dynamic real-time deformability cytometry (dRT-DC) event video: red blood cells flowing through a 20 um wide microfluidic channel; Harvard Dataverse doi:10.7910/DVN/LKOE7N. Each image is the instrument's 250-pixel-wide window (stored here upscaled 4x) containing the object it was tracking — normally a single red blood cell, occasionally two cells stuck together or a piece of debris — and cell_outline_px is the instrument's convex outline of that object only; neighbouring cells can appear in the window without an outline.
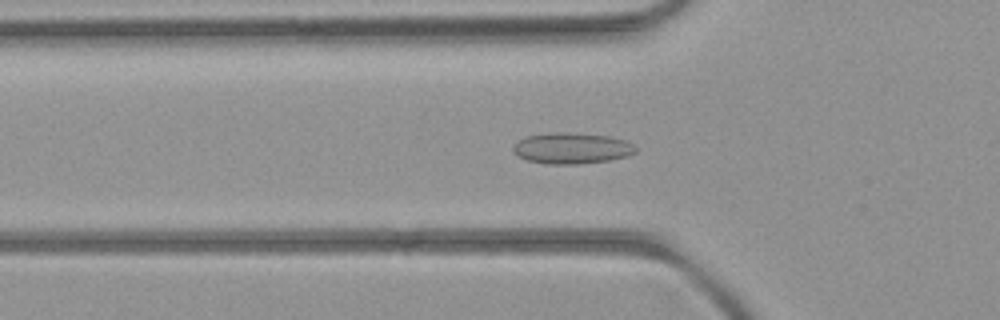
{"species": "common noctule bat (a hibernating species)", "species_latin": "Nyctalus noctula", "temperature_condition": "room temperature", "stored_images_in_passage": 52, "camera_frame_rate_fps": 3000, "um_per_image_px": 0.085, "animal": {"sex": "female", "body_mass_g": 21.9}, "frame": {"image": 1, "passage_image": 17, "time_ms": 5.333, "image_size_px": [1000, 320], "cell_outline_px": [[636, 152], [628, 156], [608, 160], [580, 164], [544, 164], [528, 160], [512, 152], [512, 148], [524, 136], [556, 132], [564, 132], [608, 136], [628, 140], [636, 148]], "centroid_in_image_um": [48.61, 12.6], "position_along_channel_um": 77.2, "area_um2": 22.14}}
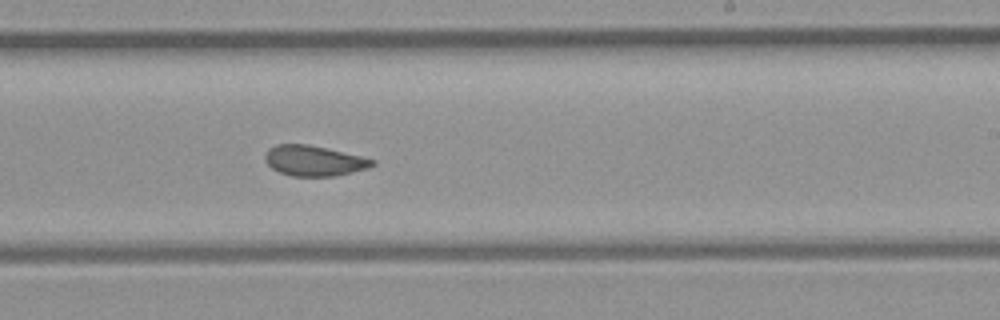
{"frame": {"image": 2, "passage_image": 31, "time_ms": 10.0, "image_size_px": [1000, 320], "cell_outline_px": [[376, 164], [368, 168], [336, 176], [292, 176], [280, 172], [272, 168], [264, 160], [264, 156], [268, 148], [276, 144], [308, 144], [360, 156], [376, 160]], "centroid_in_image_um": [26.67, 13.66], "position_along_channel_um": 262.3, "area_um2": 18.96}}
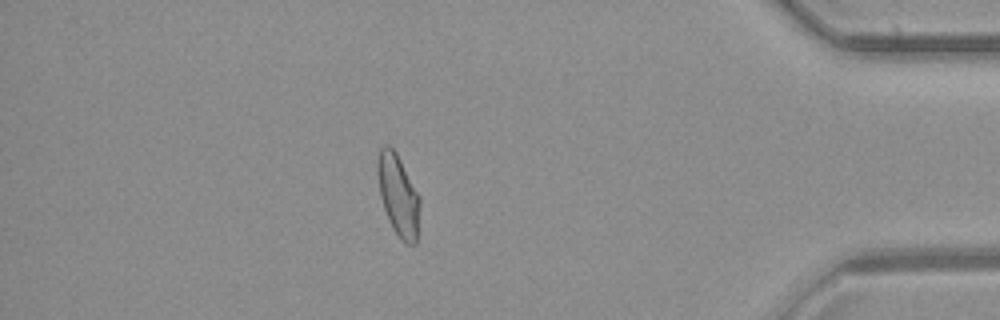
{"frame": {"image": 3, "passage_image": 45, "time_ms": 14.667, "image_size_px": [1000, 320], "cell_outline_px": [[420, 204], [416, 244], [408, 244], [400, 240], [392, 228], [388, 220], [380, 196], [376, 172], [376, 164], [380, 148], [384, 144], [388, 144], [396, 152], [420, 196]], "centroid_in_image_um": [33.83, 16.58], "position_along_channel_um": 401.4, "area_um2": 20.29}, "authors_computed_cell_mechanics": {"area_um2": 20.5479, "velocity_mm_per_s": 3.9465, "shape_relaxation_time_tau1_ms": null, "shape_relaxation_time_tau2_ms": 1.3014, "deformation_change_tau1": null, "deformation_change_tau2": 0.0625}}